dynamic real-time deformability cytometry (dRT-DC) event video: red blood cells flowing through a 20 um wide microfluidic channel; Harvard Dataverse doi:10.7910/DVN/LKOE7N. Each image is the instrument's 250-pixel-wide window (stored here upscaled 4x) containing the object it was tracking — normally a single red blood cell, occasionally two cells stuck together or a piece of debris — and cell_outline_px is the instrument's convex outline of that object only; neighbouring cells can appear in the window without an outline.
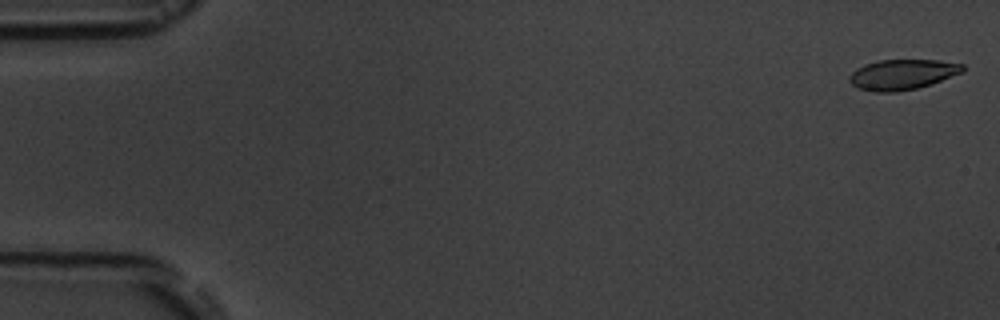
{"species": "common noctule bat (a hibernating species)", "species_latin": "Nyctalus noctula", "temperature_condition": "room temperature", "stored_images_in_passage": 6, "segment_of_instrument_passage": [1, 2], "camera_frame_rate_fps": 3000, "um_per_image_px": 0.085, "animal": {"sex": "male", "body_mass_g": 19.5, "forearm_length_mm": 54.6}, "frame": {"image": 1, "passage_image": 1, "time_ms": 0.0, "image_size_px": [1000, 320], "cell_outline_px": [[964, 72], [932, 84], [916, 88], [896, 92], [872, 92], [856, 88], [848, 80], [848, 76], [856, 68], [864, 64], [880, 60], [940, 60], [964, 64]], "centroid_in_image_um": [76.69, 6.33], "position_along_channel_um": 8.3, "area_um2": 20.29}}
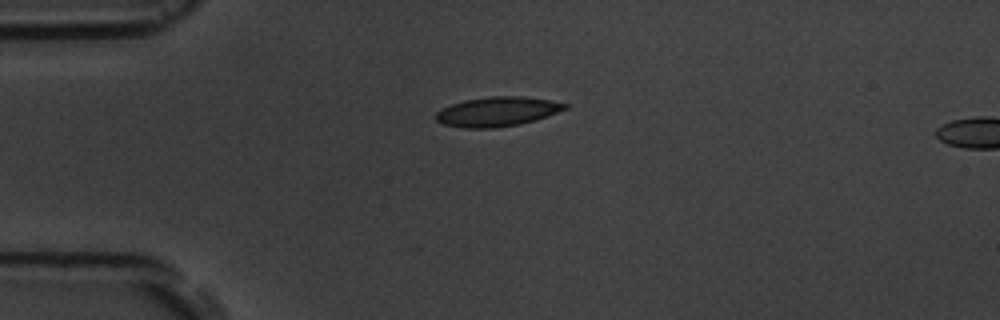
{"frame": {"image": 2, "passage_image": 5, "time_ms": 4.333, "image_size_px": [1000, 320], "cell_outline_px": [[568, 108], [548, 116], [536, 120], [520, 124], [492, 128], [464, 128], [444, 124], [436, 120], [432, 116], [440, 108], [464, 100], [488, 96], [524, 96], [548, 100], [568, 104]], "centroid_in_image_um": [42.24, 9.48], "position_along_channel_um": 42.8, "area_um2": 22.37}}